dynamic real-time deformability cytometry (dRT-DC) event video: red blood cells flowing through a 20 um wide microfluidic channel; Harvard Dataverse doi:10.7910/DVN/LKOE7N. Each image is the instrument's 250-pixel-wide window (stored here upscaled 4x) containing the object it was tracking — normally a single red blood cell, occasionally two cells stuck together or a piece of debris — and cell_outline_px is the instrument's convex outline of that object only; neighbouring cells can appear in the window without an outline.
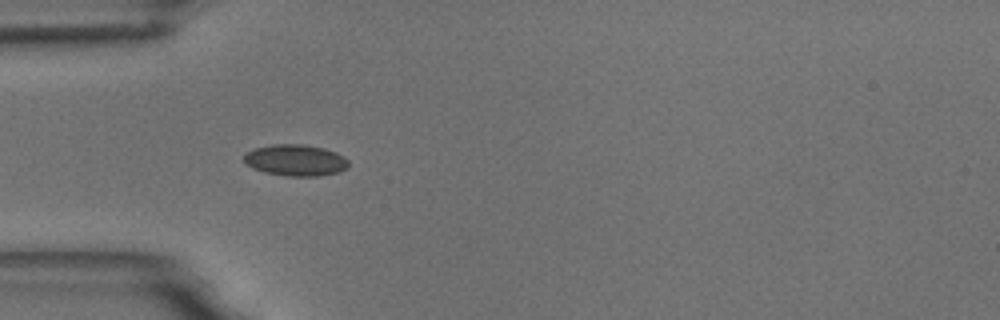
{"species": "common noctule bat (a hibernating species)", "species_latin": "Nyctalus noctula", "temperature_condition": "room temperature", "stored_images_in_passage": 30, "camera_frame_rate_fps": 3000, "um_per_image_px": 0.085, "animal": {"sex": "male", "body_mass_g": 18.8}, "frame": {"image": 1, "passage_image": 5, "time_ms": 1.333, "image_size_px": [1000, 320], "cell_outline_px": [[348, 168], [340, 172], [320, 176], [288, 176], [264, 172], [252, 168], [244, 164], [244, 156], [248, 152], [256, 148], [272, 144], [300, 144], [324, 148], [336, 152], [344, 156], [348, 160]], "centroid_in_image_um": [25.14, 13.63], "position_along_channel_um": 59.9, "area_um2": 19.25}}